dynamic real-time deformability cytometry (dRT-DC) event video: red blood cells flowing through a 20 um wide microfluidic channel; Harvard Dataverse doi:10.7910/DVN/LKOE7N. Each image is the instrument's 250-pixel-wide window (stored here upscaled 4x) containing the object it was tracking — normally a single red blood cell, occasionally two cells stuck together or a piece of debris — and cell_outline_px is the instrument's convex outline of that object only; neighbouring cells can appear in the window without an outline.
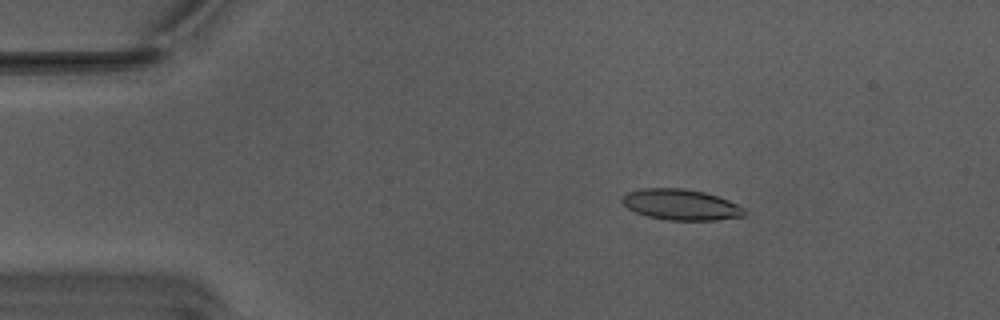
{"species": "Egyptian fruit bat (a non-hibernating species)", "species_latin": "Rousettus aegyptiacus", "temperature_condition": "warm", "stored_images_in_passage": 54, "camera_frame_rate_fps": 3000, "um_per_image_px": 0.085, "animal": {"sex": "male"}, "frame": {"image": 1, "passage_image": 9, "time_ms": 2.667, "image_size_px": [1000, 320], "cell_outline_px": [[744, 216], [716, 220], [664, 220], [648, 216], [636, 212], [628, 208], [620, 200], [620, 196], [628, 192], [644, 188], [680, 188], [704, 192], [728, 200], [744, 208]], "centroid_in_image_um": [57.83, 17.39], "position_along_channel_um": 27.2, "area_um2": 21.85}}
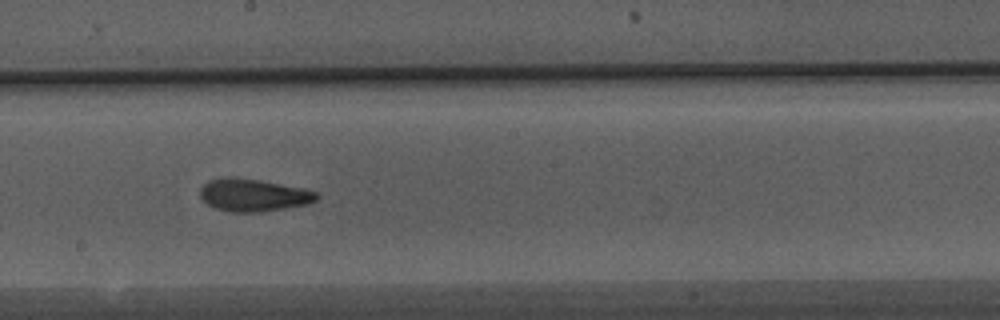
{"frame": {"image": 2, "passage_image": 30, "time_ms": 9.667, "image_size_px": [1000, 320], "cell_outline_px": [[316, 200], [304, 204], [284, 208], [256, 212], [232, 212], [212, 208], [200, 196], [200, 188], [208, 180], [220, 176], [232, 176], [256, 180], [300, 188], [316, 192]], "centroid_in_image_um": [21.41, 16.57], "position_along_channel_um": 226.8, "area_um2": 21.73}}
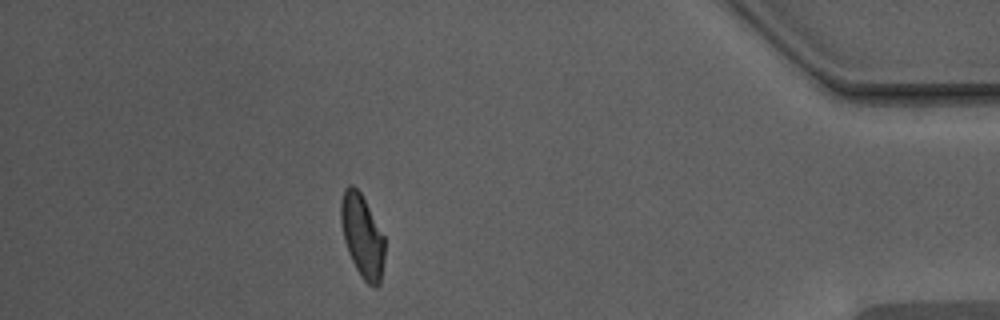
{"frame": {"image": 3, "passage_image": 48, "time_ms": 15.667, "image_size_px": [1000, 320], "cell_outline_px": [[384, 260], [380, 284], [376, 288], [372, 288], [360, 276], [348, 252], [344, 240], [340, 220], [340, 200], [344, 188], [348, 184], [352, 184], [360, 192], [384, 236]], "centroid_in_image_um": [30.77, 20.07], "position_along_channel_um": 404.4, "area_um2": 21.27}, "authors_computed_cell_mechanics": {"area_um2": 21.5883, "velocity_mm_per_s": 3.7803, "shape_relaxation_time_tau1_ms": 5.8649, "shape_relaxation_time_tau2_ms": 2.416, "deformation_change_tau1": 0.1665, "deformation_change_tau2": 0.0917}}